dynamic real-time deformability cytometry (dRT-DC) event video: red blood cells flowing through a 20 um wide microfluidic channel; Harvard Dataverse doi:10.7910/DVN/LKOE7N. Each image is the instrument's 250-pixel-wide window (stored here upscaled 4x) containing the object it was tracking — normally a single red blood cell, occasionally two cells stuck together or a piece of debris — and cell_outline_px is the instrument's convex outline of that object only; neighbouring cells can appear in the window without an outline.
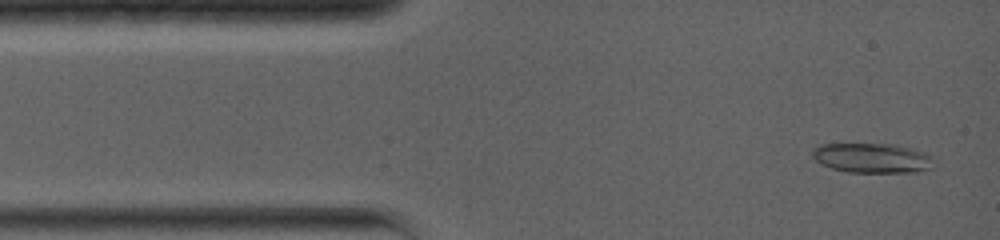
{"species": "common noctule bat (a hibernating species)", "species_latin": "Nyctalus noctula", "temperature_condition": "warm", "stored_images_in_passage": 48, "camera_frame_rate_fps": 5000, "um_per_image_px": 0.085, "animal": {"sex": "female", "body_mass_g": 19.0, "forearm_length_mm": 56.7}, "frame": {"image": 1, "passage_image": 3, "time_ms": 0.4, "image_size_px": [1000, 240], "cell_outline_px": [[932, 168], [916, 172], [848, 172], [832, 168], [820, 164], [812, 156], [812, 148], [816, 144], [892, 144], [924, 152], [932, 156]], "centroid_in_image_um": [74.09, 13.43], "position_along_channel_um": 10.9, "area_um2": 21.04}}
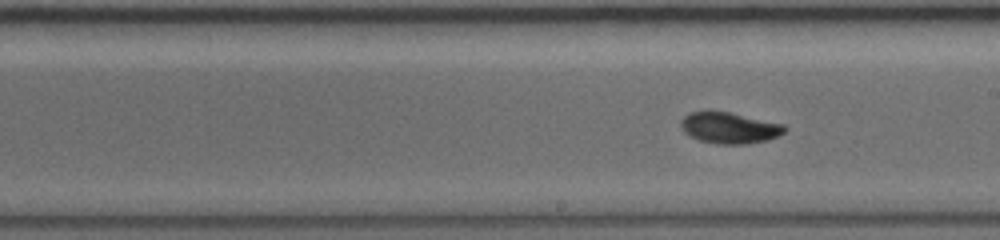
{"frame": {"image": 2, "passage_image": 25, "time_ms": 7.4, "image_size_px": [1000, 240], "cell_outline_px": [[788, 128], [784, 132], [768, 140], [744, 144], [716, 144], [700, 140], [688, 136], [684, 132], [680, 124], [680, 120], [688, 112], [712, 108], [784, 124]], "centroid_in_image_um": [61.94, 10.83], "position_along_channel_um": 227.1, "area_um2": 19.42}}
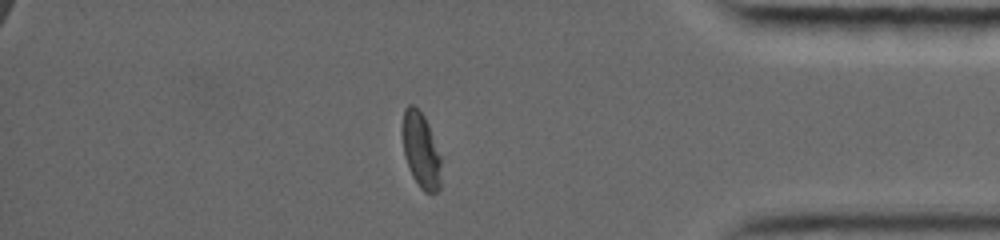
{"frame": {"image": 3, "passage_image": 42, "time_ms": 12.4, "image_size_px": [1000, 240], "cell_outline_px": [[440, 188], [436, 192], [424, 192], [420, 188], [412, 176], [408, 168], [404, 156], [400, 132], [404, 108], [408, 104], [412, 104], [424, 116], [428, 124], [440, 156]], "centroid_in_image_um": [35.72, 12.75], "position_along_channel_um": 399.5, "area_um2": 17.28}, "authors_computed_cell_mechanics": {"area_um2": 18.6405, "velocity_mm_per_s": 3.9552, "shape_relaxation_time_tau1_ms": 5.8534, "shape_relaxation_time_tau2_ms": 3.5925, "deformation_change_tau1": 0.1948, "deformation_change_tau2": 0.0507}}